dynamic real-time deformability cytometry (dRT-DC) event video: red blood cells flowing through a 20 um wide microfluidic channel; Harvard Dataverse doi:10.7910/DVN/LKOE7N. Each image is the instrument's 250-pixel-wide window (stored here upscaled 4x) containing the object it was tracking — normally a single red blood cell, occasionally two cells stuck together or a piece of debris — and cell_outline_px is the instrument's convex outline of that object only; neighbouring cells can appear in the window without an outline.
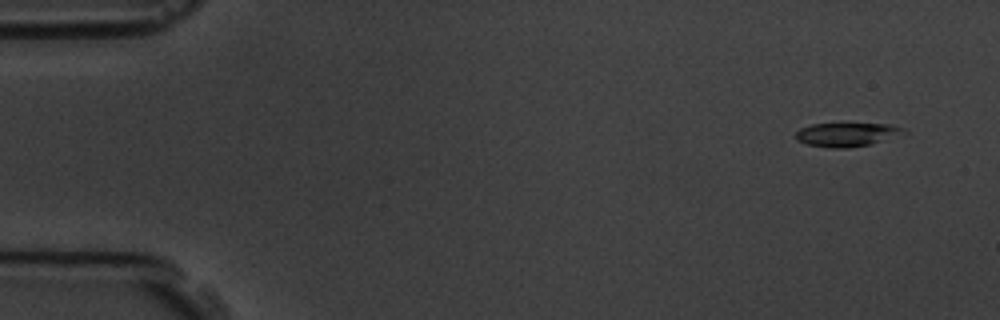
{"species": "common noctule bat (a hibernating species)", "species_latin": "Nyctalus noctula", "temperature_condition": "room temperature", "stored_images_in_passage": 5, "camera_frame_rate_fps": 3000, "um_per_image_px": 0.085, "animal": {"sex": "male", "body_mass_g": 19.5, "forearm_length_mm": 54.6}, "frame": {"image": 1, "passage_image": 1, "time_ms": 0.0, "image_size_px": [1000, 320], "cell_outline_px": [[908, 132], [872, 144], [848, 148], [832, 148], [808, 144], [796, 140], [796, 132], [800, 128], [812, 124], [892, 124], [904, 128]], "centroid_in_image_um": [72.0, 11.44], "position_along_channel_um": 13.0, "area_um2": 14.91}}
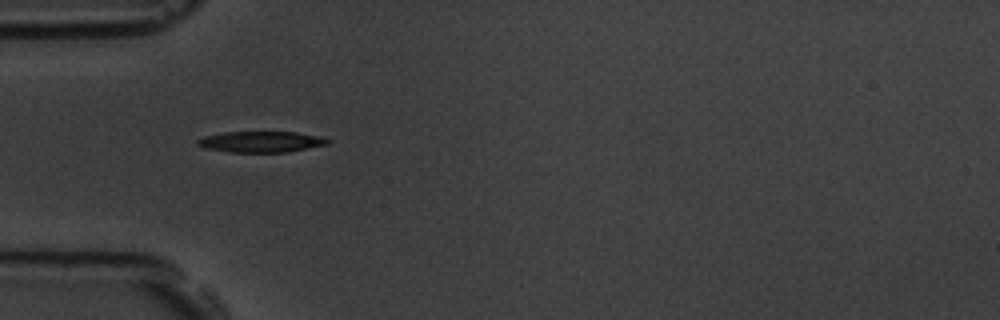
{"frame": {"image": 2, "passage_image": 5, "time_ms": 4.667, "image_size_px": [1000, 320], "cell_outline_px": [[332, 140], [328, 144], [288, 152], [228, 152], [204, 148], [196, 144], [196, 140], [204, 136], [224, 132], [296, 132], [324, 136]], "centroid_in_image_um": [22.22, 12.05], "position_along_channel_um": 62.8, "area_um2": 16.13}}